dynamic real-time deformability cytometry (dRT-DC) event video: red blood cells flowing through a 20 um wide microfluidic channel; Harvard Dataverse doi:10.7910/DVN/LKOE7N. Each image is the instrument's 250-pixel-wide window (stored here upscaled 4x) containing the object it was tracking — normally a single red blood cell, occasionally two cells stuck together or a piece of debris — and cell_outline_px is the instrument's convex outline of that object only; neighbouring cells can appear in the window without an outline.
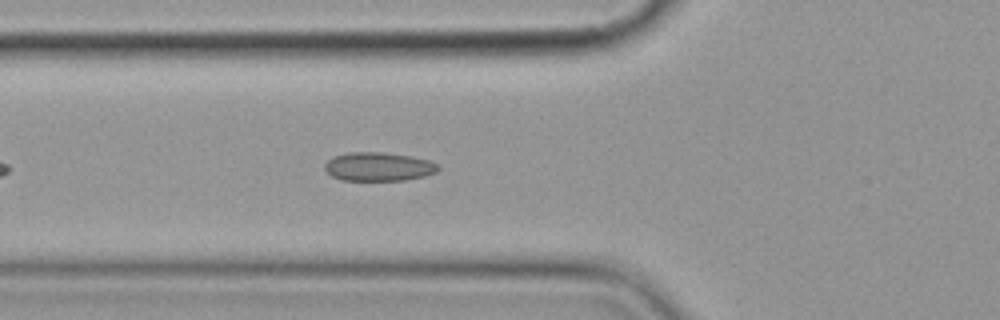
{"species": "common noctule bat (a hibernating species)", "species_latin": "Nyctalus noctula", "temperature_condition": "cold", "stored_images_in_passage": 3, "camera_frame_rate_fps": 3000, "um_per_image_px": 0.085, "animal": {"sex": "female", "body_mass_g": 19.9}, "frame": {"image": 1, "passage_image": 3, "time_ms": 2.333, "image_size_px": [1000, 320], "cell_outline_px": [[440, 168], [436, 172], [424, 176], [404, 180], [340, 180], [332, 176], [324, 168], [324, 164], [328, 160], [336, 156], [348, 152], [384, 152], [412, 156], [428, 160], [436, 164]], "centroid_in_image_um": [32.17, 14.16], "position_along_channel_um": 93.6, "area_um2": 18.9}}